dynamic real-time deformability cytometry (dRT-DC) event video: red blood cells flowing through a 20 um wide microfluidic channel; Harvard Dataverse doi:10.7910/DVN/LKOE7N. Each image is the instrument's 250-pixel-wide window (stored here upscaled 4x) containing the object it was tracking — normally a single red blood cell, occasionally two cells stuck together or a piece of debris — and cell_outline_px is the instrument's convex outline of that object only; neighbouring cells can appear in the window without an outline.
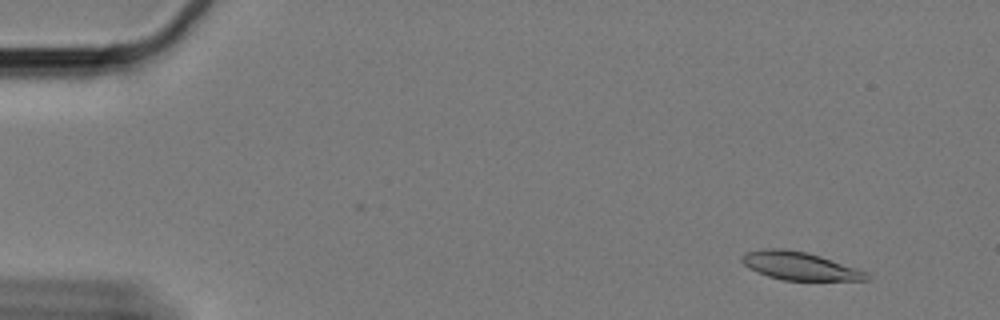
{"species": "Egyptian fruit bat (a non-hibernating species)", "species_latin": "Rousettus aegyptiacus", "temperature_condition": "cold", "stored_images_in_passage": 62, "camera_frame_rate_fps": 3000, "um_per_image_px": 0.085, "animal": {"sex": "female"}, "frame": {"image": 1, "passage_image": 6, "time_ms": 1.667, "image_size_px": [1000, 320], "cell_outline_px": [[868, 280], [784, 280], [768, 276], [748, 268], [740, 260], [740, 256], [744, 252], [764, 248], [784, 248], [808, 252], [820, 256], [864, 272], [868, 276]], "centroid_in_image_um": [67.84, 22.58], "position_along_channel_um": 17.2, "area_um2": 20.11}}
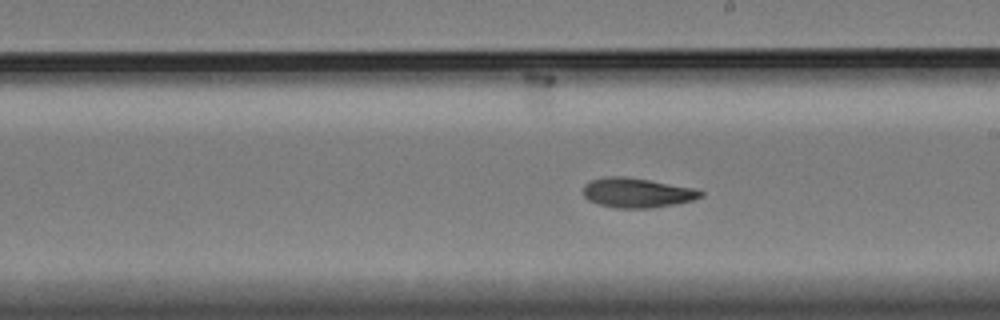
{"frame": {"image": 2, "passage_image": 36, "time_ms": 11.667, "image_size_px": [1000, 320], "cell_outline_px": [[704, 196], [692, 200], [676, 204], [652, 208], [616, 208], [600, 204], [588, 200], [584, 196], [584, 184], [592, 180], [604, 176], [624, 176], [696, 188], [704, 192]], "centroid_in_image_um": [54.17, 16.38], "position_along_channel_um": 234.8, "area_um2": 20.35}}
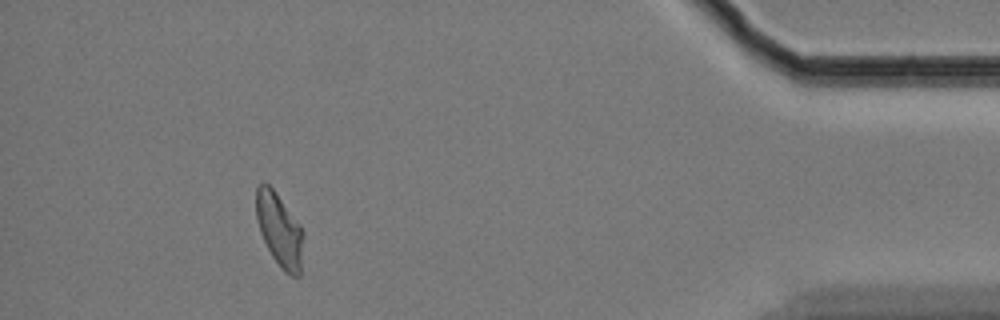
{"frame": {"image": 3, "passage_image": 57, "time_ms": 18.667, "image_size_px": [1000, 320], "cell_outline_px": [[304, 236], [300, 276], [292, 276], [284, 272], [280, 268], [272, 256], [260, 232], [256, 216], [256, 188], [264, 180], [272, 188], [300, 224], [304, 232]], "centroid_in_image_um": [23.77, 19.56], "position_along_channel_um": 411.4, "area_um2": 20.23}, "authors_computed_cell_mechanics": {"area_um2": 20.519, "velocity_mm_per_s": 3.2668, "shape_relaxation_time_tau1_ms": null, "shape_relaxation_time_tau2_ms": 6.518, "deformation_change_tau1": null, "deformation_change_tau2": 0.1162}}